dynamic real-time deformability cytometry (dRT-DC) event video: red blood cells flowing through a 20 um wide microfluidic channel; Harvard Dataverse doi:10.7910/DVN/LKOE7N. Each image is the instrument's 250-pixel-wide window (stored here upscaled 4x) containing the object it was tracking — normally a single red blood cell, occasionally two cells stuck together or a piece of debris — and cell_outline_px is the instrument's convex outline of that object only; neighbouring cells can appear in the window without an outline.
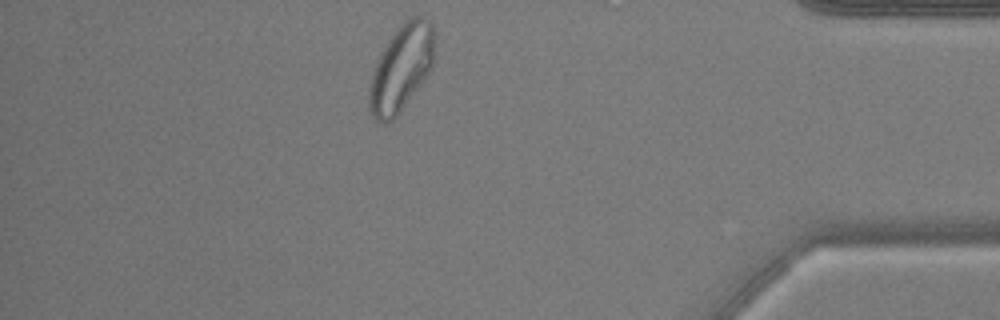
{"species": "common noctule bat (a hibernating species)", "species_latin": "Nyctalus noctula", "temperature_condition": "warm", "stored_images_in_passage": 42, "camera_frame_rate_fps": 3000, "um_per_image_px": 0.085, "animal": {"sex": "male", "body_mass_g": 17.9, "forearm_length_mm": 54.2}, "frame": {"image": 1, "passage_image": 36, "time_ms": 11.667, "image_size_px": [1000, 320], "cell_outline_px": [[432, 68], [400, 112], [392, 120], [384, 124], [380, 124], [376, 120], [368, 108], [368, 88], [376, 60], [380, 52], [396, 28], [404, 20], [412, 16], [424, 16], [432, 24]], "centroid_in_image_um": [34.05, 5.8], "position_along_channel_um": 401.2, "area_um2": 32.77}, "authors_computed_cell_mechanics": {"area_um2": 28.033, "velocity_mm_per_s": 3.7803, "shape_relaxation_time_tau1_ms": null, "shape_relaxation_time_tau2_ms": 1.5195, "deformation_change_tau1": null, "deformation_change_tau2": 0.0682}}